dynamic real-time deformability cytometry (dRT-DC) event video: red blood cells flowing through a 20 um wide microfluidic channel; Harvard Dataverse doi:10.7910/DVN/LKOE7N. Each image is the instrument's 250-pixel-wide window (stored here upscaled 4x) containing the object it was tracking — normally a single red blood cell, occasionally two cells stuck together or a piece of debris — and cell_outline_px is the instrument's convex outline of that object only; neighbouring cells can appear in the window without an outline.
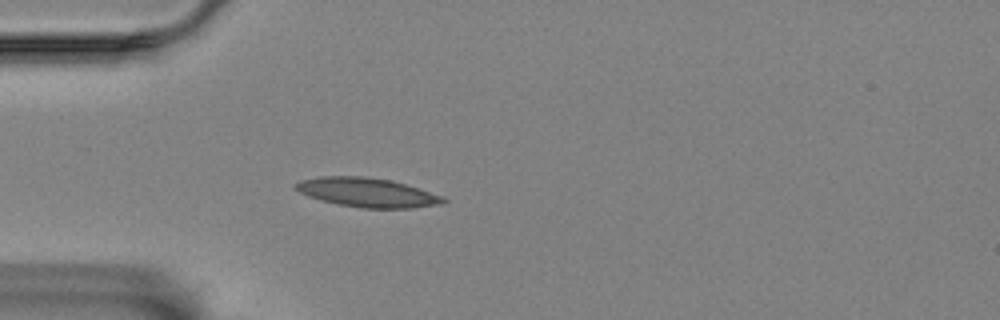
{"species": "Egyptian fruit bat (a non-hibernating species)", "species_latin": "Rousettus aegyptiacus", "temperature_condition": "room temperature", "stored_images_in_passage": 32, "camera_frame_rate_fps": 3000, "um_per_image_px": 0.085, "animal": {"sex": "female"}, "frame": {"image": 1, "passage_image": 1, "time_ms": 0.0, "image_size_px": [1000, 320], "cell_outline_px": [[448, 200], [444, 204], [412, 208], [360, 208], [320, 200], [308, 196], [300, 192], [292, 184], [300, 180], [320, 176], [364, 176], [388, 180], [404, 184], [444, 196]], "centroid_in_image_um": [31.22, 16.36], "position_along_channel_um": 53.8, "area_um2": 25.09}}
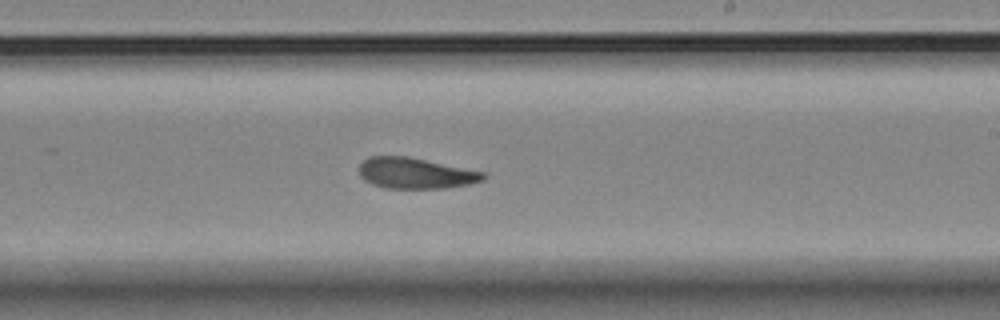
{"frame": {"image": 2, "passage_image": 19, "time_ms": 6.0, "image_size_px": [1000, 320], "cell_outline_px": [[488, 176], [484, 180], [468, 184], [448, 188], [384, 188], [372, 184], [364, 180], [360, 176], [360, 164], [368, 156], [408, 156], [484, 172]], "centroid_in_image_um": [35.32, 14.72], "position_along_channel_um": 253.7, "area_um2": 22.37}}
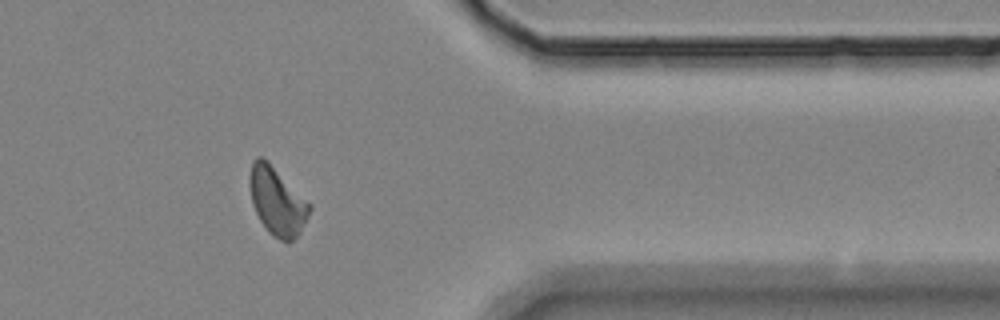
{"frame": {"image": 3, "passage_image": 32, "time_ms": 10.333, "image_size_px": [1000, 320], "cell_outline_px": [[312, 208], [300, 232], [292, 240], [280, 240], [272, 236], [268, 232], [260, 220], [252, 204], [248, 184], [248, 176], [252, 160], [256, 156], [260, 156], [268, 160], [312, 204]], "centroid_in_image_um": [23.53, 17.05], "position_along_channel_um": 387.9, "area_um2": 24.04}, "authors_computed_cell_mechanics": {"area_um2": 23.12, "velocity_mm_per_s": 3.443, "shape_relaxation_time_tau1_ms": 8.0586, "shape_relaxation_time_tau2_ms": 5.9246, "deformation_change_tau1": 0.1788, "deformation_change_tau2": 0.1154}}